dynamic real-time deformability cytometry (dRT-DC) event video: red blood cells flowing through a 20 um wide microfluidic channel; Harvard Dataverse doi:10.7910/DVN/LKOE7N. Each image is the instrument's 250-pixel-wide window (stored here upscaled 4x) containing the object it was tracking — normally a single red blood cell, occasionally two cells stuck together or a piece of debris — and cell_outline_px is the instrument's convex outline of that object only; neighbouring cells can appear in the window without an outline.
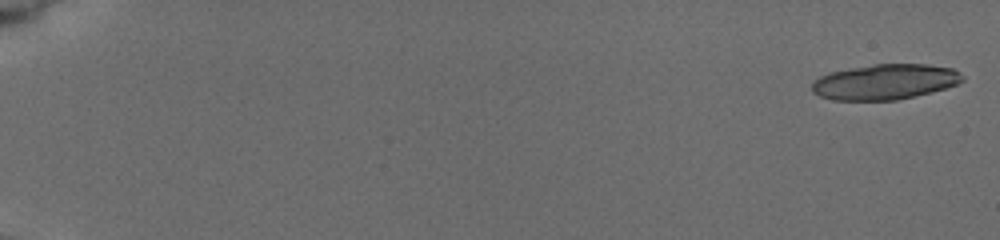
{"species": "common noctule bat (a hibernating species)", "species_latin": "Nyctalus noctula", "temperature_condition": "cold", "stored_images_in_passage": 25, "camera_frame_rate_fps": 3000, "um_per_image_px": 0.085, "animal": {"sex": "female", "body_mass_g": 19.5, "forearm_length_mm": 54.1}, "frame": {"image": 1, "passage_image": 1, "time_ms": 0.0, "image_size_px": [1000, 240], "cell_outline_px": [[964, 80], [956, 84], [944, 88], [896, 100], [832, 100], [820, 96], [812, 92], [812, 84], [820, 76], [828, 72], [872, 64], [924, 64], [952, 68], [960, 72], [964, 76]], "centroid_in_image_um": [75.2, 6.95], "position_along_channel_um": 9.8, "area_um2": 30.87}}